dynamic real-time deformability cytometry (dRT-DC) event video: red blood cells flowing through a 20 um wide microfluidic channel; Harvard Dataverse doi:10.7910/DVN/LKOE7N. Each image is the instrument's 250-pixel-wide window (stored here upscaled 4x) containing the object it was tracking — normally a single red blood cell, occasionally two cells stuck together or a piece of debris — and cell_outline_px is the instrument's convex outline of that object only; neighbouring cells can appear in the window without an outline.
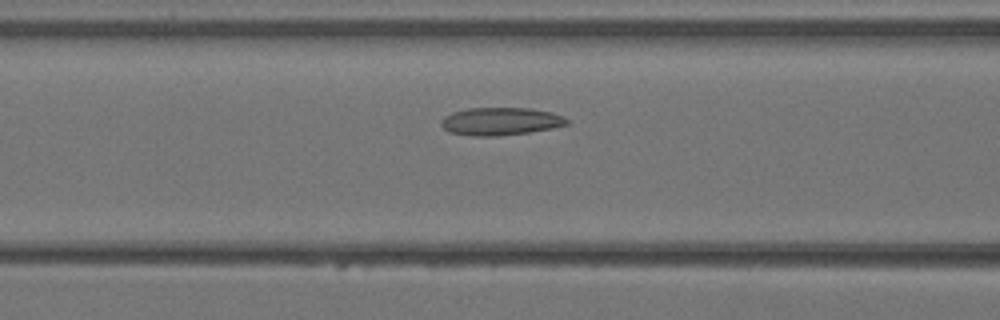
{"species": "Egyptian fruit bat (a non-hibernating species)", "species_latin": "Rousettus aegyptiacus", "temperature_condition": "warm", "stored_images_in_passage": 22, "camera_frame_rate_fps": 3000, "um_per_image_px": 0.085, "animal": {"sex": "female"}, "frame": {"image": 1, "passage_image": 6, "time_ms": 1.667, "image_size_px": [1000, 320], "cell_outline_px": [[568, 124], [552, 128], [528, 132], [496, 136], [472, 136], [448, 132], [440, 124], [440, 120], [444, 116], [452, 112], [468, 108], [532, 108], [552, 112], [564, 116], [568, 120]], "centroid_in_image_um": [42.53, 10.31], "position_along_channel_um": 124.1, "area_um2": 20.46}}
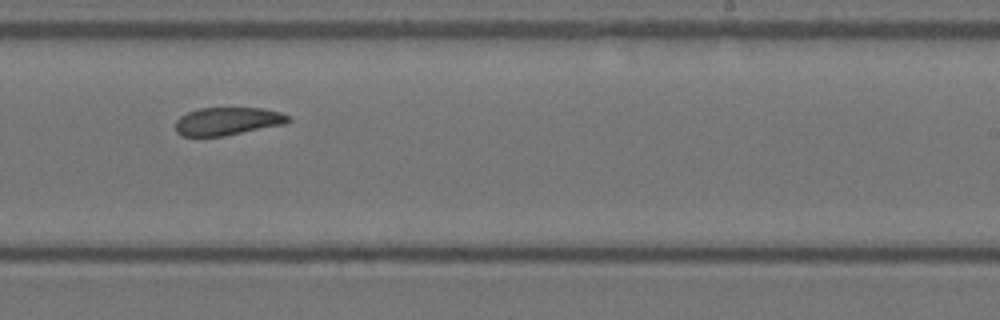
{"frame": {"image": 2, "passage_image": 14, "time_ms": 4.333, "image_size_px": [1000, 320], "cell_outline_px": [[292, 120], [284, 124], [224, 136], [180, 136], [176, 132], [176, 120], [180, 116], [188, 112], [200, 108], [260, 108], [280, 112], [288, 116]], "centroid_in_image_um": [19.32, 10.31], "position_along_channel_um": 269.7, "area_um2": 18.26}}
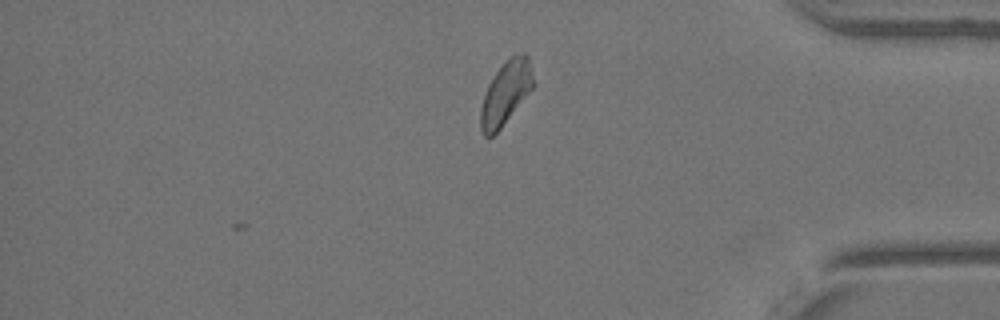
{"frame": {"image": 3, "passage_image": 22, "time_ms": 7.0, "image_size_px": [1000, 320], "cell_outline_px": [[536, 84], [500, 128], [492, 136], [484, 136], [480, 128], [480, 108], [488, 84], [492, 76], [504, 60], [512, 56], [524, 52], [528, 56]], "centroid_in_image_um": [42.99, 7.86], "position_along_channel_um": 392.2, "area_um2": 19.48}}